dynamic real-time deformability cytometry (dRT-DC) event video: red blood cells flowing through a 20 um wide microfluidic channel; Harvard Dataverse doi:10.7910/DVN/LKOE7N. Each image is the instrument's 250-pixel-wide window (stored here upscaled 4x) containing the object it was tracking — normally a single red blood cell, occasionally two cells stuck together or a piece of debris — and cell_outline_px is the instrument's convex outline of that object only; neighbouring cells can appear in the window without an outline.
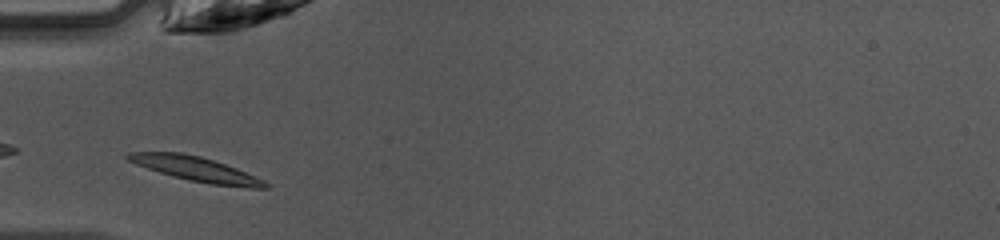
{"species": "common noctule bat (a hibernating species)", "species_latin": "Nyctalus noctula", "temperature_condition": "warm", "stored_images_in_passage": 34, "camera_frame_rate_fps": 3000, "um_per_image_px": 0.085, "animal": {"sex": "female", "body_mass_g": 10.0, "forearm_length_mm": 53.1}, "frame": {"image": 1, "passage_image": 2, "time_ms": 0.333, "image_size_px": [1000, 240], "cell_outline_px": [[268, 188], [248, 188], [212, 184], [188, 180], [172, 176], [136, 164], [128, 160], [124, 156], [128, 152], [180, 152], [200, 156], [236, 168], [264, 180], [268, 184]], "centroid_in_image_um": [16.64, 14.37], "position_along_channel_um": 68.4, "area_um2": 19.42}}
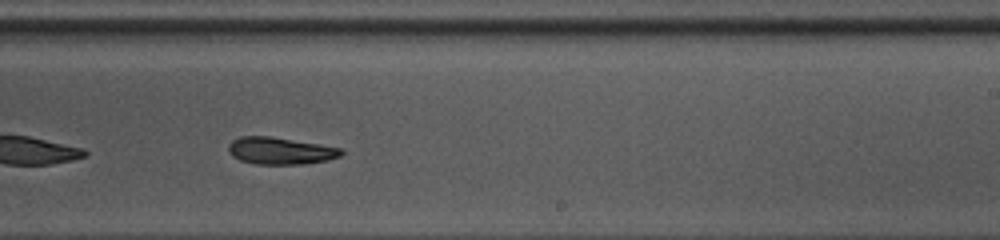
{"frame": {"image": 2, "passage_image": 16, "time_ms": 5.0, "image_size_px": [1000, 240], "cell_outline_px": [[344, 152], [340, 156], [328, 160], [300, 164], [256, 164], [240, 160], [232, 156], [228, 152], [228, 144], [232, 140], [240, 136], [268, 136], [320, 144], [340, 148]], "centroid_in_image_um": [23.79, 12.81], "position_along_channel_um": 265.2, "area_um2": 17.74}}
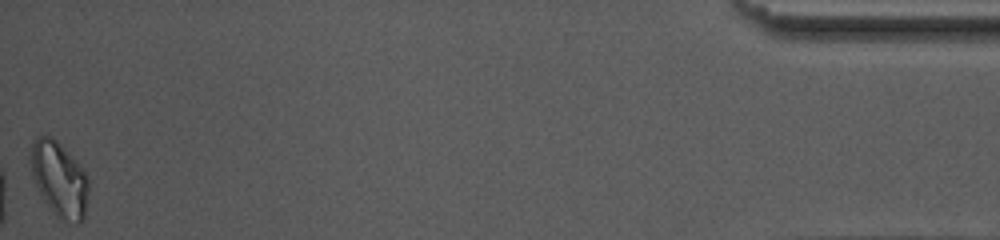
{"frame": {"image": 3, "passage_image": 34, "time_ms": 11.0, "image_size_px": [1000, 240], "cell_outline_px": [[88, 192], [84, 220], [80, 224], [76, 224], [60, 220], [56, 216], [44, 200], [32, 176], [28, 160], [32, 144], [36, 136], [52, 136], [80, 164], [88, 180]], "centroid_in_image_um": [5.03, 15.24], "position_along_channel_um": 430.2, "area_um2": 25.55}, "authors_computed_cell_mechanics": {"area_um2": 18.6694, "velocity_mm_per_s": 4.2101, "shape_relaxation_time_tau1_ms": 1.7483, "shape_relaxation_time_tau2_ms": 5.7473, "deformation_change_tau1": 0.1369, "deformation_change_tau2": 0.1322}}